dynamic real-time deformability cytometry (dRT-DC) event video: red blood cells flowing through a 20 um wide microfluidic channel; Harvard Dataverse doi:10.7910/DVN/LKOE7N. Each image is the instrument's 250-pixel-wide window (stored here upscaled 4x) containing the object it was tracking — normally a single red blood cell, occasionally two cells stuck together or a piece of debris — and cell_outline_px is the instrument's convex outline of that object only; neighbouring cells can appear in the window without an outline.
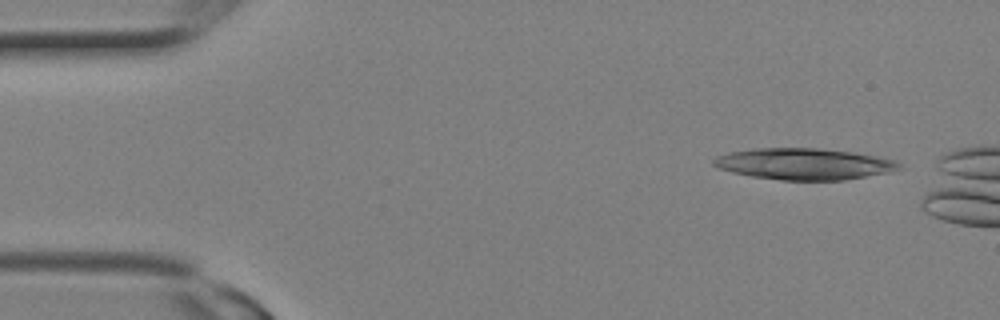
{"species": "Egyptian fruit bat (a non-hibernating species)", "species_latin": "Rousettus aegyptiacus", "temperature_condition": "room temperature", "stored_images_in_passage": 5, "camera_frame_rate_fps": 3000, "um_per_image_px": 0.085, "animal": {"sex": "female"}, "frame": {"image": 1, "passage_image": 2, "time_ms": 0.333, "image_size_px": [1000, 320], "cell_outline_px": [[900, 168], [892, 172], [844, 180], [780, 180], [752, 176], [732, 172], [720, 168], [712, 164], [712, 160], [716, 156], [728, 152], [756, 148], [820, 148], [852, 152], [876, 156], [896, 160], [900, 164]], "centroid_in_image_um": [68.35, 13.93], "position_along_channel_um": 16.7, "area_um2": 33.99}}